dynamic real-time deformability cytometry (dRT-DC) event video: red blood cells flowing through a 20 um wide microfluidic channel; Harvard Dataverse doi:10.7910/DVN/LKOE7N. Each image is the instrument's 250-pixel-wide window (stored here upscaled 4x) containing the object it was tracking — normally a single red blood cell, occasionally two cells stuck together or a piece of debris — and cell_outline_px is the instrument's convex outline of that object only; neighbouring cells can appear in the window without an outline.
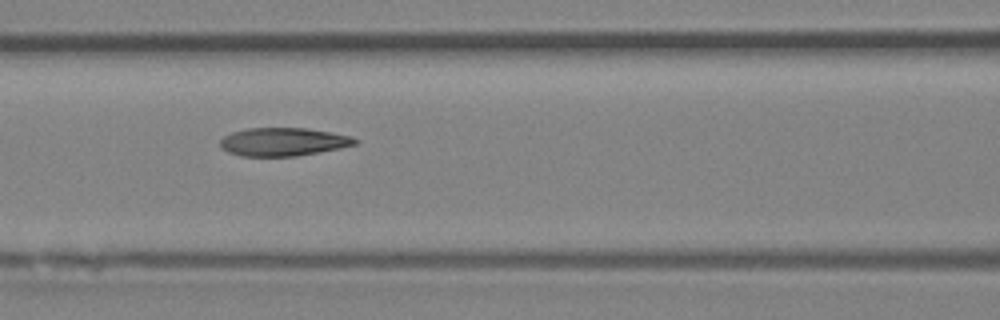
{"species": "Egyptian fruit bat (a non-hibernating species)", "species_latin": "Rousettus aegyptiacus", "temperature_condition": "room temperature", "stored_images_in_passage": 6, "camera_frame_rate_fps": 3000, "um_per_image_px": 0.085, "animal": {"sex": "female"}, "frame": {"image": 1, "passage_image": 4, "time_ms": 4.667, "image_size_px": [1000, 320], "cell_outline_px": [[360, 140], [356, 144], [340, 148], [320, 152], [296, 156], [240, 156], [228, 152], [220, 144], [220, 140], [224, 136], [232, 132], [248, 128], [308, 128], [332, 132], [352, 136]], "centroid_in_image_um": [24.11, 12.05], "position_along_channel_um": 142.5, "area_um2": 22.25}}
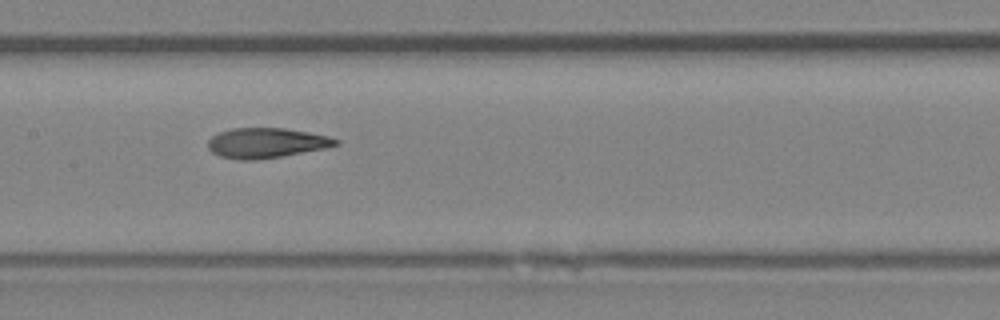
{"frame": {"image": 2, "passage_image": 5, "time_ms": 5.667, "image_size_px": [1000, 320], "cell_outline_px": [[340, 144], [324, 148], [280, 156], [256, 160], [240, 160], [220, 156], [212, 152], [208, 148], [208, 140], [212, 136], [220, 132], [232, 128], [284, 128], [308, 132], [328, 136], [340, 140]], "centroid_in_image_um": [22.62, 12.14], "position_along_channel_um": 184.8, "area_um2": 22.2}}